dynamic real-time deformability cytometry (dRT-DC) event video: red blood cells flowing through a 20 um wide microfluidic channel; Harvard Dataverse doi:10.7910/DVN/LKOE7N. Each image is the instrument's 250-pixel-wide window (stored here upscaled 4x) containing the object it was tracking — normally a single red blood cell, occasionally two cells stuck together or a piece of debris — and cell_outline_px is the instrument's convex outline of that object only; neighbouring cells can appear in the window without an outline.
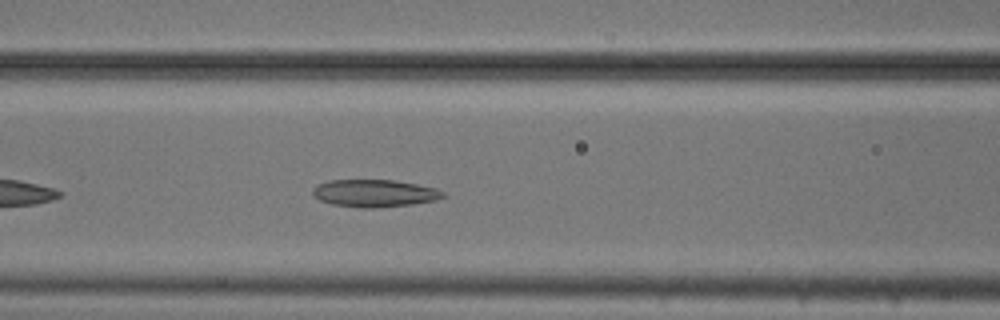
{"species": "common noctule bat (a hibernating species)", "species_latin": "Nyctalus noctula", "temperature_condition": "cold", "stored_images_in_passage": 33, "camera_frame_rate_fps": 3000, "um_per_image_px": 0.085, "animal": {"sex": "male", "body_mass_g": 20.5, "forearm_length_mm": 52.5}, "frame": {"image": 1, "passage_image": 9, "time_ms": 2.667, "image_size_px": [1000, 320], "cell_outline_px": [[444, 196], [436, 200], [412, 204], [376, 208], [360, 208], [332, 204], [320, 200], [312, 192], [312, 188], [316, 184], [328, 180], [392, 180], [416, 184], [436, 188], [444, 192]], "centroid_in_image_um": [31.81, 16.42], "position_along_channel_um": 134.8, "area_um2": 20.81}}
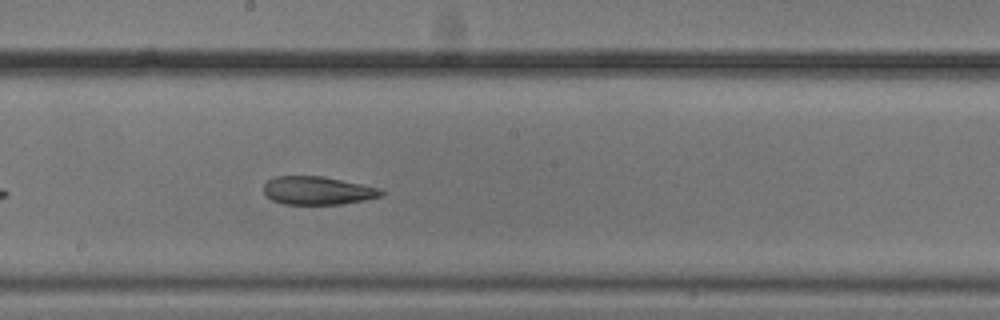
{"frame": {"image": 2, "passage_image": 16, "time_ms": 5.0, "image_size_px": [1000, 320], "cell_outline_px": [[384, 192], [380, 196], [364, 200], [340, 204], [284, 204], [272, 200], [264, 192], [264, 184], [268, 180], [276, 176], [320, 176], [380, 188]], "centroid_in_image_um": [26.97, 16.2], "position_along_channel_um": 221.2, "area_um2": 19.02}}
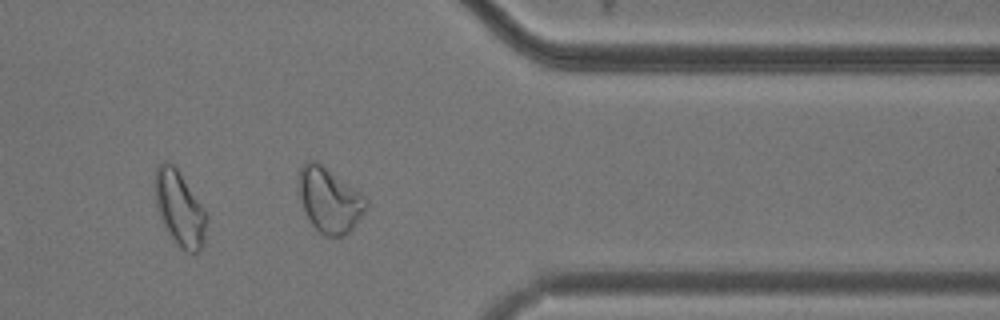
{"frame": {"image": 3, "passage_image": 30, "time_ms": 9.667, "image_size_px": [1000, 320], "cell_outline_px": [[204, 248], [200, 252], [188, 252], [180, 248], [176, 244], [168, 232], [156, 208], [156, 168], [160, 164], [172, 164], [176, 168], [204, 208]], "centroid_in_image_um": [15.27, 17.79], "position_along_channel_um": 396.1, "area_um2": 21.62}, "authors_computed_cell_mechanics": {"area_um2": 20.9236, "velocity_mm_per_s": 3.7076, "shape_relaxation_time_tau1_ms": null, "shape_relaxation_time_tau2_ms": 4.2838, "deformation_change_tau1": null, "deformation_change_tau2": 0.0942}}